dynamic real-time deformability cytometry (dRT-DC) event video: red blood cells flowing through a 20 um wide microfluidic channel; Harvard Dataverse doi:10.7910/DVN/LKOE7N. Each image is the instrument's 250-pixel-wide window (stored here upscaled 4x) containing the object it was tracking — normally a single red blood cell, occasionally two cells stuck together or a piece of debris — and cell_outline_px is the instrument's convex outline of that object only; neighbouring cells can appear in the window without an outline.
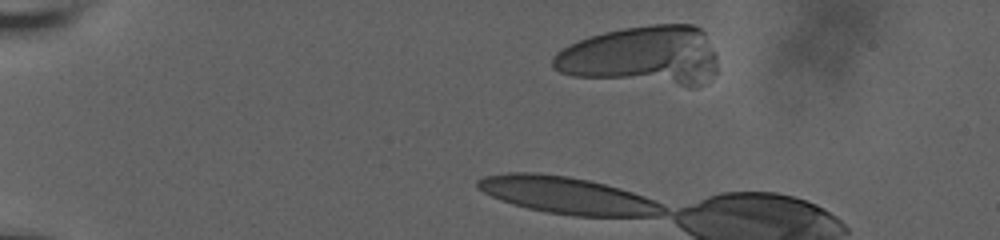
{"species": "human", "species_latin": "Homo sapiens", "temperature_condition": "room temperature", "stored_images_in_passage": 35, "camera_frame_rate_fps": 3000, "um_per_image_px": 0.085, "donor": {"sex": "male"}, "frame": {"image": 1, "passage_image": 1, "time_ms": 0.0, "image_size_px": [1000, 240], "cell_outline_px": [[716, 72], [704, 84], [696, 88], [688, 88], [572, 76], [560, 72], [552, 68], [552, 56], [556, 52], [568, 44], [588, 36], [604, 32], [624, 28], [652, 24], [692, 24], [700, 28], [704, 32], [716, 56]], "centroid_in_image_um": [54.58, 4.76], "position_along_channel_um": 30.4, "area_um2": 57.86}}
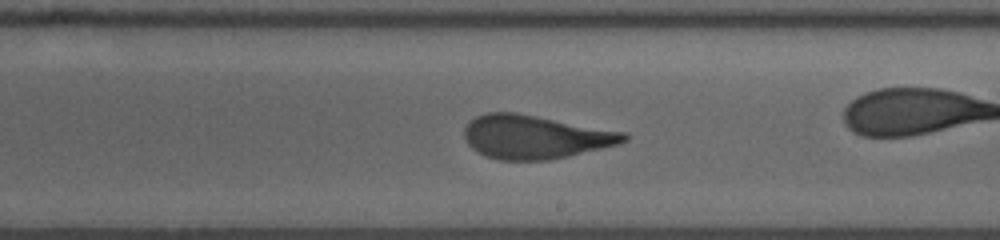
{"frame": {"image": 2, "passage_image": 23, "time_ms": 7.333, "image_size_px": [1000, 240], "cell_outline_px": [[628, 140], [620, 144], [568, 156], [548, 160], [500, 160], [484, 156], [472, 148], [468, 144], [464, 136], [464, 128], [476, 116], [484, 112], [516, 112], [624, 132], [628, 136]], "centroid_in_image_um": [45.46, 11.64], "position_along_channel_um": 243.5, "area_um2": 40.46}}
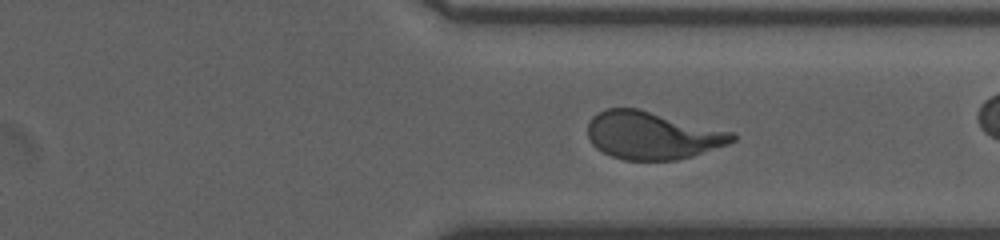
{"frame": {"image": 3, "passage_image": 32, "time_ms": 10.333, "image_size_px": [1000, 240], "cell_outline_px": [[736, 140], [728, 144], [692, 156], [676, 160], [624, 160], [612, 156], [596, 148], [592, 144], [588, 136], [588, 124], [592, 116], [596, 112], [608, 108], [640, 108], [732, 132], [736, 136]], "centroid_in_image_um": [55.42, 11.5], "position_along_channel_um": 356.0, "area_um2": 40.23}}